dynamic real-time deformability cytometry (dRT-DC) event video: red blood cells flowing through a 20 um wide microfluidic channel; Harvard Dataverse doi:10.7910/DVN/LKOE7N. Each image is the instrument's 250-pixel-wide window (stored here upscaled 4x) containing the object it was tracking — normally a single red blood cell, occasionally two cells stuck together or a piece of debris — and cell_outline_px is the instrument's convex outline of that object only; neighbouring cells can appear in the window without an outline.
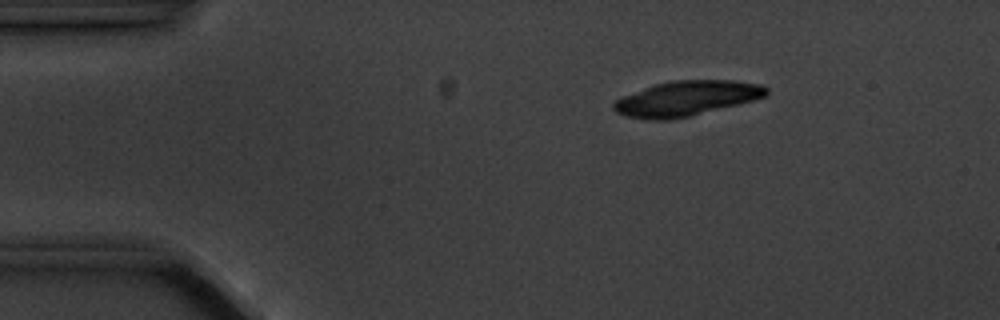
{"species": "common noctule bat (a hibernating species)", "species_latin": "Nyctalus noctula", "temperature_condition": "cold", "stored_images_in_passage": 4, "camera_frame_rate_fps": 3000, "um_per_image_px": 0.085, "animal": {"sex": "male", "body_mass_g": 20.1, "forearm_length_mm": 53.5}, "frame": {"image": 1, "passage_image": 2, "time_ms": 1.0, "image_size_px": [1000, 320], "cell_outline_px": [[768, 92], [764, 96], [752, 100], [672, 120], [648, 120], [628, 116], [616, 112], [612, 108], [612, 104], [616, 100], [624, 96], [656, 84], [672, 80], [736, 80], [760, 84], [768, 88]], "centroid_in_image_um": [58.33, 8.36], "position_along_channel_um": 26.7, "area_um2": 30.63}}